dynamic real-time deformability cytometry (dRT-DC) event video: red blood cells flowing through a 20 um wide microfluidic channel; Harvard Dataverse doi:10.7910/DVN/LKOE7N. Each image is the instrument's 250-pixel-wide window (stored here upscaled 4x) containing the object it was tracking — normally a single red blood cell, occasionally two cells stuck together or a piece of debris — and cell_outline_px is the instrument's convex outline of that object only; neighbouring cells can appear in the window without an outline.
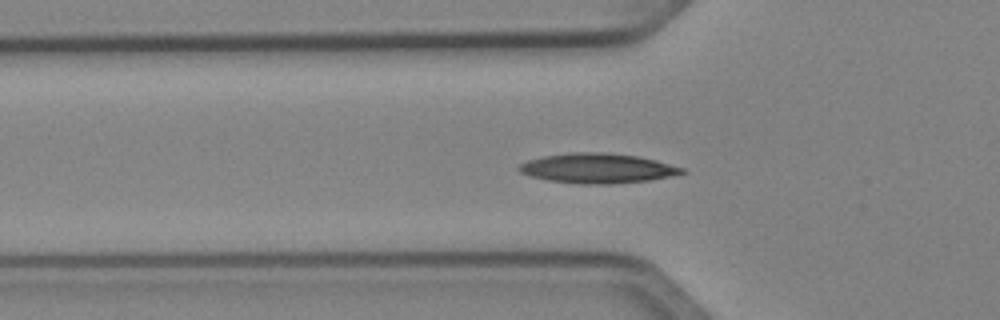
{"species": "Egyptian fruit bat (a non-hibernating species)", "species_latin": "Rousettus aegyptiacus", "temperature_condition": "cold", "stored_images_in_passage": 37, "camera_frame_rate_fps": 3000, "um_per_image_px": 0.085, "animal": {"sex": "female"}, "frame": {"image": 1, "passage_image": 4, "time_ms": 1.0, "image_size_px": [1000, 320], "cell_outline_px": [[688, 172], [648, 180], [612, 184], [580, 184], [548, 180], [532, 176], [520, 172], [516, 168], [520, 164], [528, 160], [544, 156], [572, 152], [604, 152], [640, 156], [656, 160], [684, 168]], "centroid_in_image_um": [50.79, 14.3], "position_along_channel_um": 75.0, "area_um2": 28.26}}
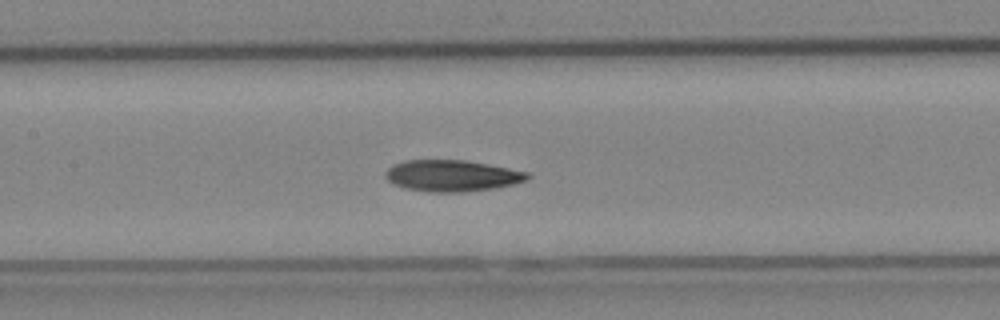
{"frame": {"image": 2, "passage_image": 11, "time_ms": 3.333, "image_size_px": [1000, 320], "cell_outline_px": [[532, 176], [528, 180], [516, 184], [492, 188], [464, 192], [428, 192], [404, 188], [388, 180], [384, 176], [384, 172], [392, 164], [404, 160], [464, 160], [508, 168], [528, 172]], "centroid_in_image_um": [38.41, 14.94], "position_along_channel_um": 169.0, "area_um2": 26.07}}
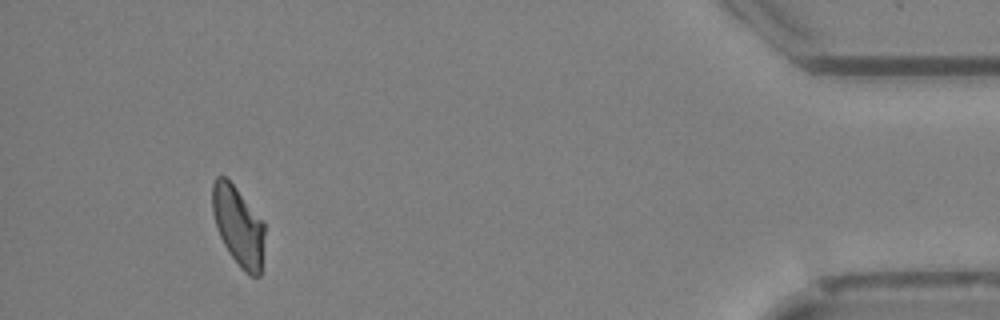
{"frame": {"image": 3, "passage_image": 34, "time_ms": 11.0, "image_size_px": [1000, 320], "cell_outline_px": [[264, 232], [260, 276], [248, 276], [240, 268], [228, 252], [216, 228], [212, 212], [212, 184], [216, 176], [224, 176], [236, 188], [264, 220]], "centroid_in_image_um": [20.24, 19.21], "position_along_channel_um": 415.0, "area_um2": 24.28}, "authors_computed_cell_mechanics": {"area_um2": 25.3742, "velocity_mm_per_s": 4.0302, "shape_relaxation_time_tau1_ms": 9.2334, "shape_relaxation_time_tau2_ms": 5.0969, "deformation_change_tau1": 0.1945, "deformation_change_tau2": 0.129}}